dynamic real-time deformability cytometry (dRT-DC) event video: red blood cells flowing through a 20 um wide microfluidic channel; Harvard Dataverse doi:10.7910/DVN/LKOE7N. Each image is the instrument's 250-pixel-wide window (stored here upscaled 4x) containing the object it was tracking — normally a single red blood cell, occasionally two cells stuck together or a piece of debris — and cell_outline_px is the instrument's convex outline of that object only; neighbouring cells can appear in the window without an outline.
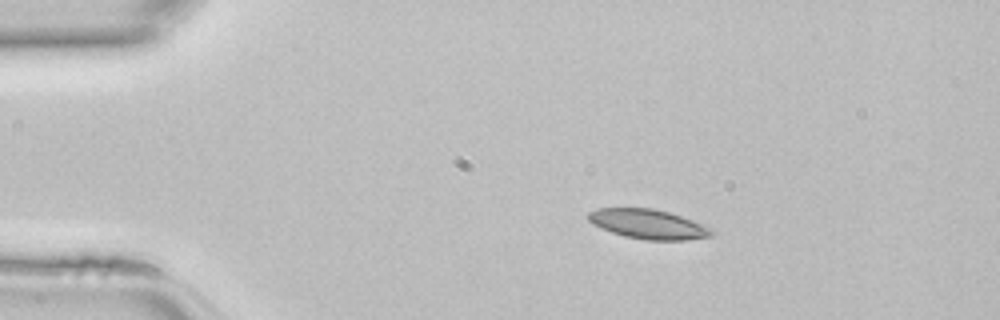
{"species": "common noctule bat (a hibernating species)", "species_latin": "Nyctalus noctula", "temperature_condition": "room temperature", "stored_images_in_passage": 38, "camera_frame_rate_fps": 3000, "um_per_image_px": 0.085, "animal": {"sex": "female", "body_mass_g": 22.7, "forearm_length_mm": 54.2}, "frame": {"image": 1, "passage_image": 1, "time_ms": 0.0, "image_size_px": [1000, 320], "cell_outline_px": [[712, 236], [688, 240], [644, 240], [624, 236], [612, 232], [592, 224], [588, 220], [588, 212], [596, 208], [652, 208], [668, 212], [692, 220], [712, 228]], "centroid_in_image_um": [55.08, 19.05], "position_along_channel_um": 29.9, "area_um2": 21.21}}
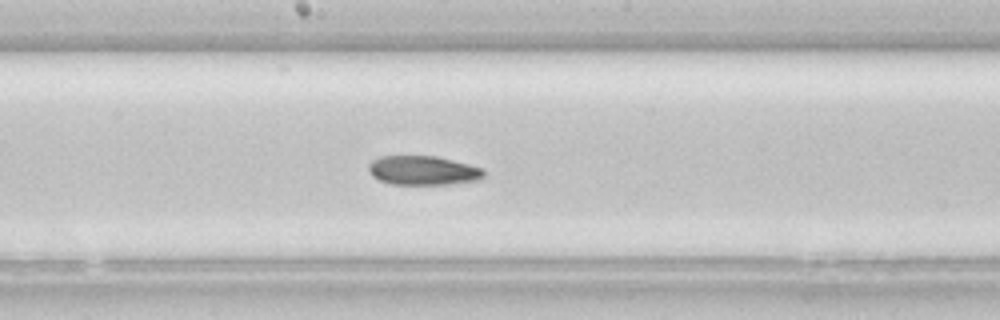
{"frame": {"image": 2, "passage_image": 17, "time_ms": 5.333, "image_size_px": [1000, 320], "cell_outline_px": [[484, 176], [480, 180], [448, 184], [392, 184], [380, 180], [372, 176], [368, 172], [368, 164], [372, 160], [380, 156], [436, 156], [484, 168]], "centroid_in_image_um": [35.95, 14.48], "position_along_channel_um": 212.3, "area_um2": 19.65}}
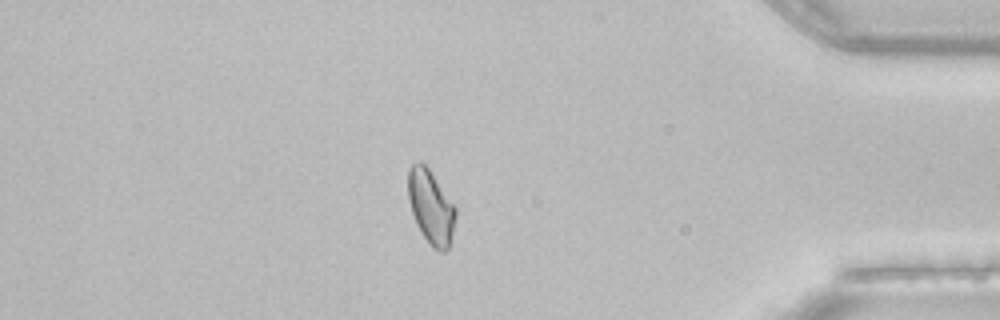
{"frame": {"image": 3, "passage_image": 32, "time_ms": 10.333, "image_size_px": [1000, 320], "cell_outline_px": [[456, 216], [448, 248], [444, 252], [440, 252], [432, 248], [428, 244], [416, 224], [408, 200], [408, 168], [412, 164], [420, 160], [428, 168], [456, 208]], "centroid_in_image_um": [36.6, 17.6], "position_along_channel_um": 398.6, "area_um2": 20.35}}